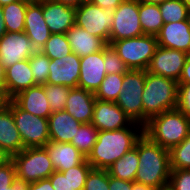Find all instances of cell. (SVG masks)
<instances>
[{"label": "cell", "mask_w": 190, "mask_h": 190, "mask_svg": "<svg viewBox=\"0 0 190 190\" xmlns=\"http://www.w3.org/2000/svg\"><path fill=\"white\" fill-rule=\"evenodd\" d=\"M6 28L3 20L2 7L0 6V38L6 33Z\"/></svg>", "instance_id": "51"}, {"label": "cell", "mask_w": 190, "mask_h": 190, "mask_svg": "<svg viewBox=\"0 0 190 190\" xmlns=\"http://www.w3.org/2000/svg\"><path fill=\"white\" fill-rule=\"evenodd\" d=\"M83 190H109L108 170L92 169L86 178Z\"/></svg>", "instance_id": "38"}, {"label": "cell", "mask_w": 190, "mask_h": 190, "mask_svg": "<svg viewBox=\"0 0 190 190\" xmlns=\"http://www.w3.org/2000/svg\"><path fill=\"white\" fill-rule=\"evenodd\" d=\"M29 186L30 183L16 176L12 182V185L9 186L7 190H29Z\"/></svg>", "instance_id": "46"}, {"label": "cell", "mask_w": 190, "mask_h": 190, "mask_svg": "<svg viewBox=\"0 0 190 190\" xmlns=\"http://www.w3.org/2000/svg\"><path fill=\"white\" fill-rule=\"evenodd\" d=\"M43 87L50 105L51 112L65 110L66 100L68 99L71 88L49 83L43 84Z\"/></svg>", "instance_id": "34"}, {"label": "cell", "mask_w": 190, "mask_h": 190, "mask_svg": "<svg viewBox=\"0 0 190 190\" xmlns=\"http://www.w3.org/2000/svg\"><path fill=\"white\" fill-rule=\"evenodd\" d=\"M66 36L72 52L79 57L101 51L107 45L101 38L91 35L76 24L66 32Z\"/></svg>", "instance_id": "26"}, {"label": "cell", "mask_w": 190, "mask_h": 190, "mask_svg": "<svg viewBox=\"0 0 190 190\" xmlns=\"http://www.w3.org/2000/svg\"><path fill=\"white\" fill-rule=\"evenodd\" d=\"M177 109L190 119V83H178Z\"/></svg>", "instance_id": "40"}, {"label": "cell", "mask_w": 190, "mask_h": 190, "mask_svg": "<svg viewBox=\"0 0 190 190\" xmlns=\"http://www.w3.org/2000/svg\"><path fill=\"white\" fill-rule=\"evenodd\" d=\"M168 185L174 190H190V169H171Z\"/></svg>", "instance_id": "39"}, {"label": "cell", "mask_w": 190, "mask_h": 190, "mask_svg": "<svg viewBox=\"0 0 190 190\" xmlns=\"http://www.w3.org/2000/svg\"><path fill=\"white\" fill-rule=\"evenodd\" d=\"M188 20H189V23H190V8L188 10Z\"/></svg>", "instance_id": "58"}, {"label": "cell", "mask_w": 190, "mask_h": 190, "mask_svg": "<svg viewBox=\"0 0 190 190\" xmlns=\"http://www.w3.org/2000/svg\"><path fill=\"white\" fill-rule=\"evenodd\" d=\"M135 147L139 161L134 182L156 189L167 185L171 172L170 151L153 142L144 133Z\"/></svg>", "instance_id": "2"}, {"label": "cell", "mask_w": 190, "mask_h": 190, "mask_svg": "<svg viewBox=\"0 0 190 190\" xmlns=\"http://www.w3.org/2000/svg\"><path fill=\"white\" fill-rule=\"evenodd\" d=\"M11 111L24 148L45 147L50 142L48 118L24 111L12 99Z\"/></svg>", "instance_id": "8"}, {"label": "cell", "mask_w": 190, "mask_h": 190, "mask_svg": "<svg viewBox=\"0 0 190 190\" xmlns=\"http://www.w3.org/2000/svg\"><path fill=\"white\" fill-rule=\"evenodd\" d=\"M91 123L99 131H108L128 127L132 120L115 102L96 99Z\"/></svg>", "instance_id": "14"}, {"label": "cell", "mask_w": 190, "mask_h": 190, "mask_svg": "<svg viewBox=\"0 0 190 190\" xmlns=\"http://www.w3.org/2000/svg\"><path fill=\"white\" fill-rule=\"evenodd\" d=\"M114 13L92 3H84L76 8L75 24L91 35L101 38L107 45Z\"/></svg>", "instance_id": "9"}, {"label": "cell", "mask_w": 190, "mask_h": 190, "mask_svg": "<svg viewBox=\"0 0 190 190\" xmlns=\"http://www.w3.org/2000/svg\"><path fill=\"white\" fill-rule=\"evenodd\" d=\"M124 0H93L92 4L114 11Z\"/></svg>", "instance_id": "43"}, {"label": "cell", "mask_w": 190, "mask_h": 190, "mask_svg": "<svg viewBox=\"0 0 190 190\" xmlns=\"http://www.w3.org/2000/svg\"><path fill=\"white\" fill-rule=\"evenodd\" d=\"M43 17L51 33L66 34L75 25L76 8L54 0H43Z\"/></svg>", "instance_id": "17"}, {"label": "cell", "mask_w": 190, "mask_h": 190, "mask_svg": "<svg viewBox=\"0 0 190 190\" xmlns=\"http://www.w3.org/2000/svg\"><path fill=\"white\" fill-rule=\"evenodd\" d=\"M12 100L24 111L49 118L52 114L43 85H36L19 92Z\"/></svg>", "instance_id": "21"}, {"label": "cell", "mask_w": 190, "mask_h": 190, "mask_svg": "<svg viewBox=\"0 0 190 190\" xmlns=\"http://www.w3.org/2000/svg\"><path fill=\"white\" fill-rule=\"evenodd\" d=\"M29 190H55L51 185L50 180L42 179L34 183H30Z\"/></svg>", "instance_id": "44"}, {"label": "cell", "mask_w": 190, "mask_h": 190, "mask_svg": "<svg viewBox=\"0 0 190 190\" xmlns=\"http://www.w3.org/2000/svg\"><path fill=\"white\" fill-rule=\"evenodd\" d=\"M138 161V150L134 147L115 161L107 170L109 175L114 178L134 182Z\"/></svg>", "instance_id": "27"}, {"label": "cell", "mask_w": 190, "mask_h": 190, "mask_svg": "<svg viewBox=\"0 0 190 190\" xmlns=\"http://www.w3.org/2000/svg\"><path fill=\"white\" fill-rule=\"evenodd\" d=\"M121 57L129 70H146L158 47L155 35H143L135 38L109 42Z\"/></svg>", "instance_id": "5"}, {"label": "cell", "mask_w": 190, "mask_h": 190, "mask_svg": "<svg viewBox=\"0 0 190 190\" xmlns=\"http://www.w3.org/2000/svg\"><path fill=\"white\" fill-rule=\"evenodd\" d=\"M81 124L66 110L52 112L48 118L50 141L70 143Z\"/></svg>", "instance_id": "25"}, {"label": "cell", "mask_w": 190, "mask_h": 190, "mask_svg": "<svg viewBox=\"0 0 190 190\" xmlns=\"http://www.w3.org/2000/svg\"><path fill=\"white\" fill-rule=\"evenodd\" d=\"M178 82L146 71L142 92L143 127L154 116L177 108Z\"/></svg>", "instance_id": "3"}, {"label": "cell", "mask_w": 190, "mask_h": 190, "mask_svg": "<svg viewBox=\"0 0 190 190\" xmlns=\"http://www.w3.org/2000/svg\"><path fill=\"white\" fill-rule=\"evenodd\" d=\"M133 190H159V189H156L152 186L143 185V184L133 182Z\"/></svg>", "instance_id": "48"}, {"label": "cell", "mask_w": 190, "mask_h": 190, "mask_svg": "<svg viewBox=\"0 0 190 190\" xmlns=\"http://www.w3.org/2000/svg\"><path fill=\"white\" fill-rule=\"evenodd\" d=\"M6 98L12 99L19 92L36 86L29 60L14 63L5 69Z\"/></svg>", "instance_id": "22"}, {"label": "cell", "mask_w": 190, "mask_h": 190, "mask_svg": "<svg viewBox=\"0 0 190 190\" xmlns=\"http://www.w3.org/2000/svg\"><path fill=\"white\" fill-rule=\"evenodd\" d=\"M146 70H128L124 74L122 91L116 104L132 120L143 126L142 92L145 85Z\"/></svg>", "instance_id": "7"}, {"label": "cell", "mask_w": 190, "mask_h": 190, "mask_svg": "<svg viewBox=\"0 0 190 190\" xmlns=\"http://www.w3.org/2000/svg\"><path fill=\"white\" fill-rule=\"evenodd\" d=\"M28 60L35 84H45L49 75L50 58L39 50L34 52Z\"/></svg>", "instance_id": "35"}, {"label": "cell", "mask_w": 190, "mask_h": 190, "mask_svg": "<svg viewBox=\"0 0 190 190\" xmlns=\"http://www.w3.org/2000/svg\"><path fill=\"white\" fill-rule=\"evenodd\" d=\"M95 95L80 87L71 88L66 100L65 110L81 123H91Z\"/></svg>", "instance_id": "20"}, {"label": "cell", "mask_w": 190, "mask_h": 190, "mask_svg": "<svg viewBox=\"0 0 190 190\" xmlns=\"http://www.w3.org/2000/svg\"><path fill=\"white\" fill-rule=\"evenodd\" d=\"M98 132L92 123H82L70 143L87 158L97 141Z\"/></svg>", "instance_id": "30"}, {"label": "cell", "mask_w": 190, "mask_h": 190, "mask_svg": "<svg viewBox=\"0 0 190 190\" xmlns=\"http://www.w3.org/2000/svg\"><path fill=\"white\" fill-rule=\"evenodd\" d=\"M124 74H106L100 87L94 93L95 98L101 101L116 102L122 91Z\"/></svg>", "instance_id": "31"}, {"label": "cell", "mask_w": 190, "mask_h": 190, "mask_svg": "<svg viewBox=\"0 0 190 190\" xmlns=\"http://www.w3.org/2000/svg\"><path fill=\"white\" fill-rule=\"evenodd\" d=\"M143 133L144 127L135 122L119 130L99 131L92 152L86 159L93 169L107 170L135 147Z\"/></svg>", "instance_id": "1"}, {"label": "cell", "mask_w": 190, "mask_h": 190, "mask_svg": "<svg viewBox=\"0 0 190 190\" xmlns=\"http://www.w3.org/2000/svg\"><path fill=\"white\" fill-rule=\"evenodd\" d=\"M37 50L25 32H6L0 38V62L5 69L29 59Z\"/></svg>", "instance_id": "12"}, {"label": "cell", "mask_w": 190, "mask_h": 190, "mask_svg": "<svg viewBox=\"0 0 190 190\" xmlns=\"http://www.w3.org/2000/svg\"><path fill=\"white\" fill-rule=\"evenodd\" d=\"M44 148L48 152L53 168L58 172L80 165L86 159L71 143L50 141Z\"/></svg>", "instance_id": "24"}, {"label": "cell", "mask_w": 190, "mask_h": 190, "mask_svg": "<svg viewBox=\"0 0 190 190\" xmlns=\"http://www.w3.org/2000/svg\"><path fill=\"white\" fill-rule=\"evenodd\" d=\"M139 21L144 34L156 36L164 25L159 5L139 2Z\"/></svg>", "instance_id": "29"}, {"label": "cell", "mask_w": 190, "mask_h": 190, "mask_svg": "<svg viewBox=\"0 0 190 190\" xmlns=\"http://www.w3.org/2000/svg\"><path fill=\"white\" fill-rule=\"evenodd\" d=\"M50 59H58L72 53L66 34H51L40 50Z\"/></svg>", "instance_id": "32"}, {"label": "cell", "mask_w": 190, "mask_h": 190, "mask_svg": "<svg viewBox=\"0 0 190 190\" xmlns=\"http://www.w3.org/2000/svg\"><path fill=\"white\" fill-rule=\"evenodd\" d=\"M159 190H174V189L167 184V185L163 186L162 188H160Z\"/></svg>", "instance_id": "55"}, {"label": "cell", "mask_w": 190, "mask_h": 190, "mask_svg": "<svg viewBox=\"0 0 190 190\" xmlns=\"http://www.w3.org/2000/svg\"><path fill=\"white\" fill-rule=\"evenodd\" d=\"M169 151L171 169H190V132L179 145Z\"/></svg>", "instance_id": "36"}, {"label": "cell", "mask_w": 190, "mask_h": 190, "mask_svg": "<svg viewBox=\"0 0 190 190\" xmlns=\"http://www.w3.org/2000/svg\"><path fill=\"white\" fill-rule=\"evenodd\" d=\"M139 2H144V3H150V4H161L167 0H138Z\"/></svg>", "instance_id": "52"}, {"label": "cell", "mask_w": 190, "mask_h": 190, "mask_svg": "<svg viewBox=\"0 0 190 190\" xmlns=\"http://www.w3.org/2000/svg\"><path fill=\"white\" fill-rule=\"evenodd\" d=\"M15 177V164L10 159L4 165L0 166V190H7V188L12 185V182Z\"/></svg>", "instance_id": "41"}, {"label": "cell", "mask_w": 190, "mask_h": 190, "mask_svg": "<svg viewBox=\"0 0 190 190\" xmlns=\"http://www.w3.org/2000/svg\"><path fill=\"white\" fill-rule=\"evenodd\" d=\"M11 160L15 164L16 176L28 183L47 179L55 171L44 147L24 148Z\"/></svg>", "instance_id": "6"}, {"label": "cell", "mask_w": 190, "mask_h": 190, "mask_svg": "<svg viewBox=\"0 0 190 190\" xmlns=\"http://www.w3.org/2000/svg\"><path fill=\"white\" fill-rule=\"evenodd\" d=\"M0 148L10 157L24 149L11 111V99L0 109Z\"/></svg>", "instance_id": "19"}, {"label": "cell", "mask_w": 190, "mask_h": 190, "mask_svg": "<svg viewBox=\"0 0 190 190\" xmlns=\"http://www.w3.org/2000/svg\"><path fill=\"white\" fill-rule=\"evenodd\" d=\"M104 67L106 74H125L129 70L110 45L104 47Z\"/></svg>", "instance_id": "37"}, {"label": "cell", "mask_w": 190, "mask_h": 190, "mask_svg": "<svg viewBox=\"0 0 190 190\" xmlns=\"http://www.w3.org/2000/svg\"><path fill=\"white\" fill-rule=\"evenodd\" d=\"M92 169L85 159L80 165L65 171H54L48 179L55 190H83L86 178Z\"/></svg>", "instance_id": "23"}, {"label": "cell", "mask_w": 190, "mask_h": 190, "mask_svg": "<svg viewBox=\"0 0 190 190\" xmlns=\"http://www.w3.org/2000/svg\"><path fill=\"white\" fill-rule=\"evenodd\" d=\"M56 2L77 8L79 6V0H54Z\"/></svg>", "instance_id": "49"}, {"label": "cell", "mask_w": 190, "mask_h": 190, "mask_svg": "<svg viewBox=\"0 0 190 190\" xmlns=\"http://www.w3.org/2000/svg\"><path fill=\"white\" fill-rule=\"evenodd\" d=\"M164 24L188 19L189 8L181 0H167L159 4Z\"/></svg>", "instance_id": "33"}, {"label": "cell", "mask_w": 190, "mask_h": 190, "mask_svg": "<svg viewBox=\"0 0 190 190\" xmlns=\"http://www.w3.org/2000/svg\"><path fill=\"white\" fill-rule=\"evenodd\" d=\"M187 55L183 51L158 46L146 71L178 82Z\"/></svg>", "instance_id": "11"}, {"label": "cell", "mask_w": 190, "mask_h": 190, "mask_svg": "<svg viewBox=\"0 0 190 190\" xmlns=\"http://www.w3.org/2000/svg\"><path fill=\"white\" fill-rule=\"evenodd\" d=\"M15 1H18V0H0V6H4V5H7V4H10V3H13Z\"/></svg>", "instance_id": "54"}, {"label": "cell", "mask_w": 190, "mask_h": 190, "mask_svg": "<svg viewBox=\"0 0 190 190\" xmlns=\"http://www.w3.org/2000/svg\"><path fill=\"white\" fill-rule=\"evenodd\" d=\"M24 32L37 51L41 50L52 34L43 17V0L31 1L25 13Z\"/></svg>", "instance_id": "15"}, {"label": "cell", "mask_w": 190, "mask_h": 190, "mask_svg": "<svg viewBox=\"0 0 190 190\" xmlns=\"http://www.w3.org/2000/svg\"><path fill=\"white\" fill-rule=\"evenodd\" d=\"M190 132V119L177 108L152 117L144 126V134L161 147L171 150Z\"/></svg>", "instance_id": "4"}, {"label": "cell", "mask_w": 190, "mask_h": 190, "mask_svg": "<svg viewBox=\"0 0 190 190\" xmlns=\"http://www.w3.org/2000/svg\"><path fill=\"white\" fill-rule=\"evenodd\" d=\"M93 0H79V6L84 3H92Z\"/></svg>", "instance_id": "56"}, {"label": "cell", "mask_w": 190, "mask_h": 190, "mask_svg": "<svg viewBox=\"0 0 190 190\" xmlns=\"http://www.w3.org/2000/svg\"><path fill=\"white\" fill-rule=\"evenodd\" d=\"M79 78L80 57L75 53L72 52L58 59H50L46 83L75 88L78 87Z\"/></svg>", "instance_id": "13"}, {"label": "cell", "mask_w": 190, "mask_h": 190, "mask_svg": "<svg viewBox=\"0 0 190 190\" xmlns=\"http://www.w3.org/2000/svg\"><path fill=\"white\" fill-rule=\"evenodd\" d=\"M105 76L104 48L96 53L80 57L78 87L95 93Z\"/></svg>", "instance_id": "16"}, {"label": "cell", "mask_w": 190, "mask_h": 190, "mask_svg": "<svg viewBox=\"0 0 190 190\" xmlns=\"http://www.w3.org/2000/svg\"><path fill=\"white\" fill-rule=\"evenodd\" d=\"M188 8H190V0H181Z\"/></svg>", "instance_id": "57"}, {"label": "cell", "mask_w": 190, "mask_h": 190, "mask_svg": "<svg viewBox=\"0 0 190 190\" xmlns=\"http://www.w3.org/2000/svg\"><path fill=\"white\" fill-rule=\"evenodd\" d=\"M158 46L190 53V23L189 20L170 22L161 27L156 35Z\"/></svg>", "instance_id": "18"}, {"label": "cell", "mask_w": 190, "mask_h": 190, "mask_svg": "<svg viewBox=\"0 0 190 190\" xmlns=\"http://www.w3.org/2000/svg\"><path fill=\"white\" fill-rule=\"evenodd\" d=\"M113 13L109 42L145 35L139 21L138 0H124Z\"/></svg>", "instance_id": "10"}, {"label": "cell", "mask_w": 190, "mask_h": 190, "mask_svg": "<svg viewBox=\"0 0 190 190\" xmlns=\"http://www.w3.org/2000/svg\"><path fill=\"white\" fill-rule=\"evenodd\" d=\"M109 190H133V182L117 179L109 175Z\"/></svg>", "instance_id": "42"}, {"label": "cell", "mask_w": 190, "mask_h": 190, "mask_svg": "<svg viewBox=\"0 0 190 190\" xmlns=\"http://www.w3.org/2000/svg\"><path fill=\"white\" fill-rule=\"evenodd\" d=\"M31 1L18 0L2 6L3 20L7 32H24L25 13Z\"/></svg>", "instance_id": "28"}, {"label": "cell", "mask_w": 190, "mask_h": 190, "mask_svg": "<svg viewBox=\"0 0 190 190\" xmlns=\"http://www.w3.org/2000/svg\"><path fill=\"white\" fill-rule=\"evenodd\" d=\"M10 159L11 157L2 148H0V166L4 165Z\"/></svg>", "instance_id": "50"}, {"label": "cell", "mask_w": 190, "mask_h": 190, "mask_svg": "<svg viewBox=\"0 0 190 190\" xmlns=\"http://www.w3.org/2000/svg\"><path fill=\"white\" fill-rule=\"evenodd\" d=\"M178 83H190V53L187 55Z\"/></svg>", "instance_id": "45"}, {"label": "cell", "mask_w": 190, "mask_h": 190, "mask_svg": "<svg viewBox=\"0 0 190 190\" xmlns=\"http://www.w3.org/2000/svg\"><path fill=\"white\" fill-rule=\"evenodd\" d=\"M0 92L6 97L5 67L0 62Z\"/></svg>", "instance_id": "47"}, {"label": "cell", "mask_w": 190, "mask_h": 190, "mask_svg": "<svg viewBox=\"0 0 190 190\" xmlns=\"http://www.w3.org/2000/svg\"><path fill=\"white\" fill-rule=\"evenodd\" d=\"M7 98L0 92V109L7 103Z\"/></svg>", "instance_id": "53"}]
</instances>
